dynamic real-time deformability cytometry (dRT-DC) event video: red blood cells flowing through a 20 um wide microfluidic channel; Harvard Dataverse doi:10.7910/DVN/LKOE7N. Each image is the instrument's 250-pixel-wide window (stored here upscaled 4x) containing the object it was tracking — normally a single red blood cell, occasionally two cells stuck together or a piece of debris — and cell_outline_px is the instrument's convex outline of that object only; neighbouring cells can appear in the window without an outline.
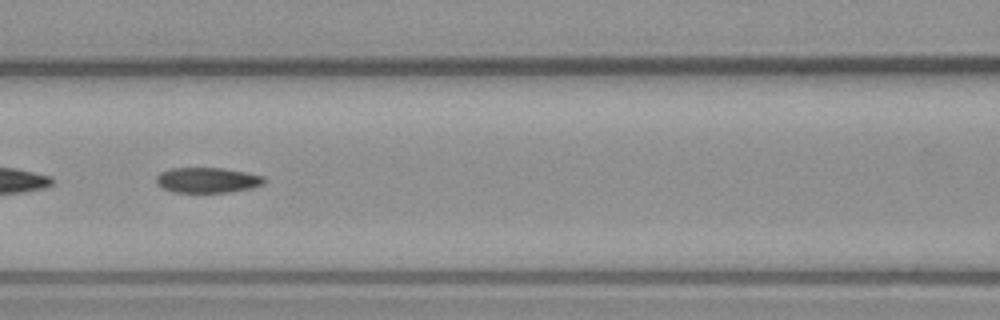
{"species": "common noctule bat (a hibernating species)", "species_latin": "Nyctalus noctula", "temperature_condition": "warm", "stored_images_in_passage": 49, "segment_of_instrument_passage": [2, 2], "camera_frame_rate_fps": 3000, "um_per_image_px": 0.085, "animal": {"sex": "male", "body_mass_g": 23.1, "forearm_length_mm": 52.7}, "frame": {"image": 1, "passage_image": 21, "time_ms": 6.667, "image_size_px": [1000, 320], "cell_outline_px": [[264, 184], [252, 188], [228, 192], [172, 192], [156, 184], [156, 176], [160, 172], [172, 168], [224, 168], [248, 172], [264, 176]], "centroid_in_image_um": [17.63, 15.3], "position_along_channel_um": 149.0, "area_um2": 16.01}}
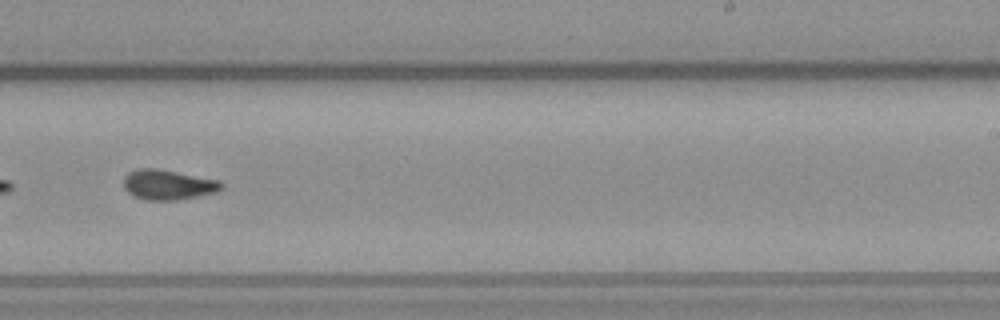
{"frame": {"image": 2, "passage_image": 30, "time_ms": 9.667, "image_size_px": [1000, 320], "cell_outline_px": [[224, 188], [216, 192], [176, 200], [148, 200], [132, 196], [124, 188], [124, 176], [128, 172], [136, 168], [156, 168], [220, 180], [224, 184]], "centroid_in_image_um": [14.28, 15.69], "position_along_channel_um": 274.7, "area_um2": 17.22}}
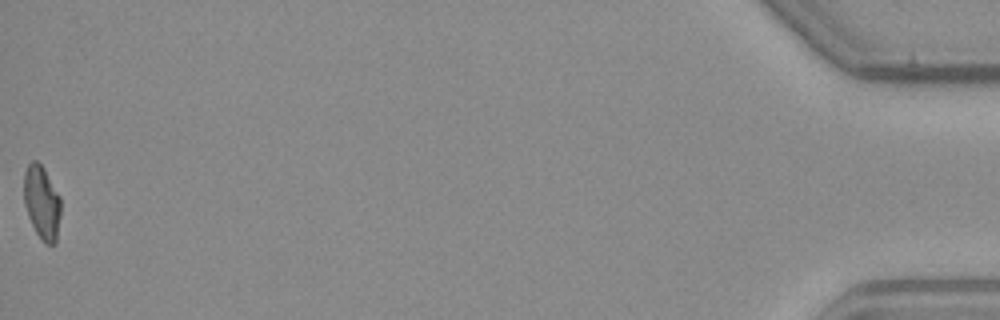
{"frame": {"image": 3, "passage_image": 49, "time_ms": 16.0, "image_size_px": [1000, 320], "cell_outline_px": [[60, 216], [56, 240], [52, 244], [44, 244], [36, 232], [28, 216], [24, 204], [24, 172], [28, 164], [32, 160], [36, 160], [44, 168], [60, 196]], "centroid_in_image_um": [3.55, 17.19], "position_along_channel_um": 431.7, "area_um2": 15.78}}